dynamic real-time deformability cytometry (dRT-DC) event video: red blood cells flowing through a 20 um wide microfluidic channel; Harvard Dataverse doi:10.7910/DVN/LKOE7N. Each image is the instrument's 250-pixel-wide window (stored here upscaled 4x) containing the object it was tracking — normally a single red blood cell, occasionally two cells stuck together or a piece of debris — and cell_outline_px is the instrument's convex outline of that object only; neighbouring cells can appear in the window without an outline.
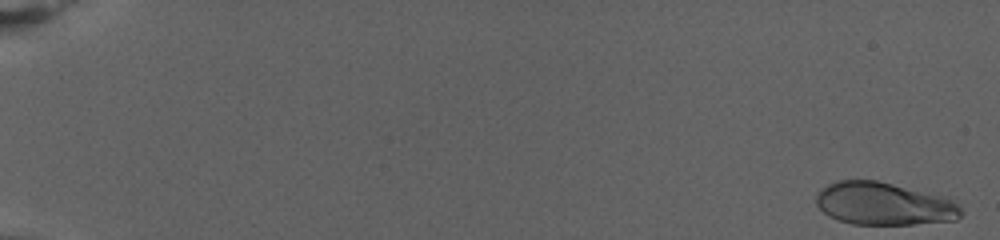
{"species": "human", "species_latin": "Homo sapiens", "temperature_condition": "warm", "stored_images_in_passage": 80, "camera_frame_rate_fps": 3000, "um_per_image_px": 0.085, "donor": {"sex": "female"}, "frame": {"image": 1, "passage_image": 1, "time_ms": 0.0, "image_size_px": [1000, 240], "cell_outline_px": [[964, 212], [956, 220], [912, 224], [852, 224], [828, 216], [816, 204], [816, 192], [820, 188], [836, 180], [876, 180], [944, 196], [952, 200]], "centroid_in_image_um": [75.1, 17.31], "position_along_channel_um": 9.9, "area_um2": 36.07}}
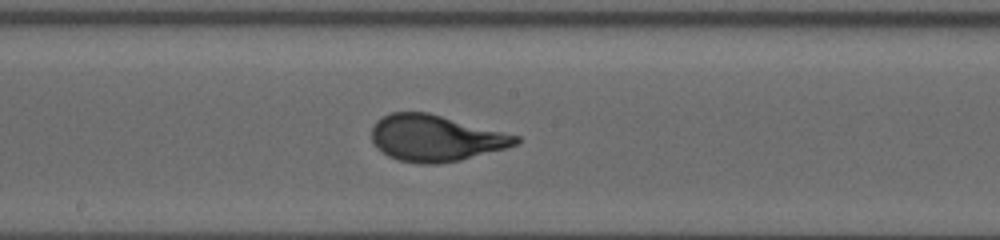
{"frame": {"image": 2, "passage_image": 46, "time_ms": 15.0, "image_size_px": [1000, 240], "cell_outline_px": [[520, 140], [516, 144], [508, 148], [460, 160], [436, 164], [420, 164], [396, 160], [380, 152], [376, 148], [372, 140], [372, 128], [376, 120], [392, 112], [428, 112], [520, 136]], "centroid_in_image_um": [37.0, 11.75], "position_along_channel_um": 211.2, "area_um2": 39.07}}
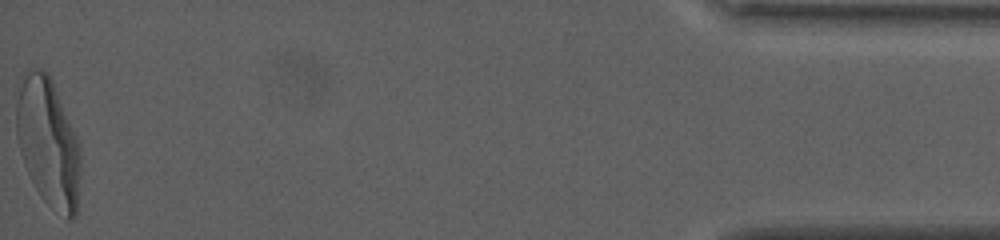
{"frame": {"image": 3, "passage_image": 80, "time_ms": 26.333, "image_size_px": [1000, 240], "cell_outline_px": [[80, 172], [76, 216], [68, 220], [48, 204], [40, 196], [24, 164], [20, 152], [16, 136], [16, 104], [24, 72], [28, 68], [44, 68], [48, 72], [52, 80], [80, 148]], "centroid_in_image_um": [4.08, 12.1], "position_along_channel_um": 431.1, "area_um2": 47.69}, "authors_computed_cell_mechanics": {"area_um2": 37.8012, "velocity_mm_per_s": 2.6653, "shape_relaxation_time_tau1_ms": 6.4646, "shape_relaxation_time_tau2_ms": null, "deformation_change_tau1": 0.2574, "deformation_change_tau2": null}}